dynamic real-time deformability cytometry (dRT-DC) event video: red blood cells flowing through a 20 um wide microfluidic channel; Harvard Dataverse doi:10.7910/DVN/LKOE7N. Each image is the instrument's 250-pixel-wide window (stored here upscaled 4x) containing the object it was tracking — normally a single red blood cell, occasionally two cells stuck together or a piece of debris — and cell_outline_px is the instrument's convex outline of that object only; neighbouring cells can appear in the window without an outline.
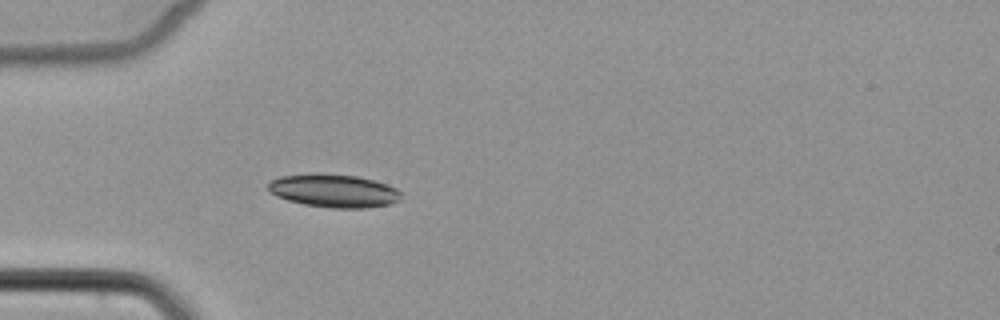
{"species": "common noctule bat (a hibernating species)", "species_latin": "Nyctalus noctula", "temperature_condition": "cold", "stored_images_in_passage": 6, "camera_frame_rate_fps": 3000, "um_per_image_px": 0.085, "animal": {"sex": "female", "body_mass_g": 22.7, "forearm_length_mm": 54.2}, "frame": {"image": 1, "passage_image": 6, "time_ms": 6.333, "image_size_px": [1000, 320], "cell_outline_px": [[400, 200], [392, 204], [364, 208], [332, 208], [304, 204], [288, 200], [276, 196], [268, 192], [268, 184], [272, 180], [280, 176], [312, 172], [316, 172], [356, 176], [388, 184], [396, 188], [400, 192]], "centroid_in_image_um": [28.35, 16.2], "position_along_channel_um": 56.6, "area_um2": 25.95}}